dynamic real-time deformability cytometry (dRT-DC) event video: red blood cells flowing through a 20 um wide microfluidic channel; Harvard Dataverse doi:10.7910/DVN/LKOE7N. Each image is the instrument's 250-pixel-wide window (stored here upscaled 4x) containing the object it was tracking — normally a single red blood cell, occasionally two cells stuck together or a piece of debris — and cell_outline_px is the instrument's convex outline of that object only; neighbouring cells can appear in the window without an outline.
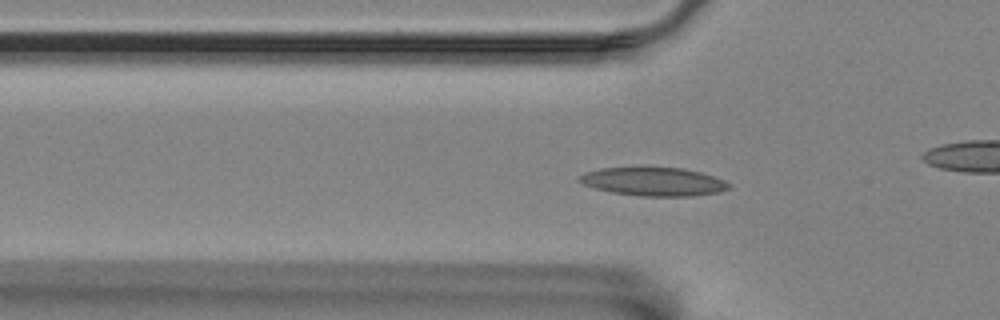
{"species": "Egyptian fruit bat (a non-hibernating species)", "species_latin": "Rousettus aegyptiacus", "temperature_condition": "room temperature", "stored_images_in_passage": 58, "camera_frame_rate_fps": 3000, "um_per_image_px": 0.085, "animal": {"sex": "female"}, "frame": {"image": 1, "passage_image": 18, "time_ms": 5.667, "image_size_px": [1000, 320], "cell_outline_px": [[732, 188], [720, 192], [692, 196], [640, 196], [612, 192], [596, 188], [584, 184], [576, 180], [576, 176], [584, 172], [600, 168], [636, 164], [644, 164], [684, 168], [700, 172], [724, 180], [732, 184]], "centroid_in_image_um": [55.51, 15.38], "position_along_channel_um": 70.3, "area_um2": 26.18}}
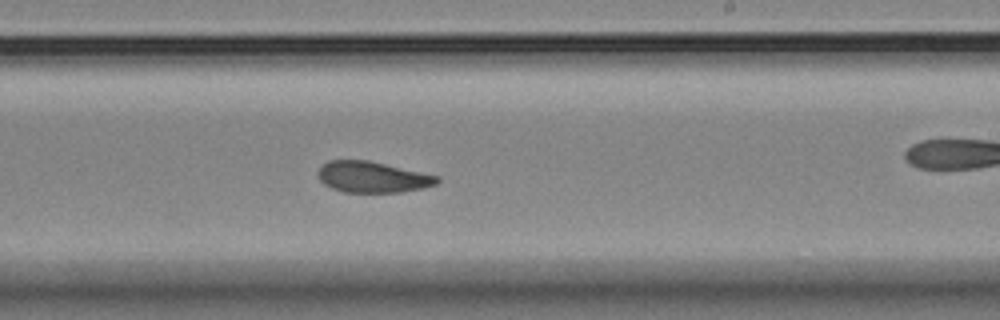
{"frame": {"image": 2, "passage_image": 34, "time_ms": 11.0, "image_size_px": [1000, 320], "cell_outline_px": [[440, 180], [436, 184], [420, 188], [400, 192], [344, 192], [332, 188], [324, 184], [320, 180], [316, 172], [328, 160], [368, 160], [440, 176]], "centroid_in_image_um": [31.65, 15.04], "position_along_channel_um": 257.4, "area_um2": 21.44}}
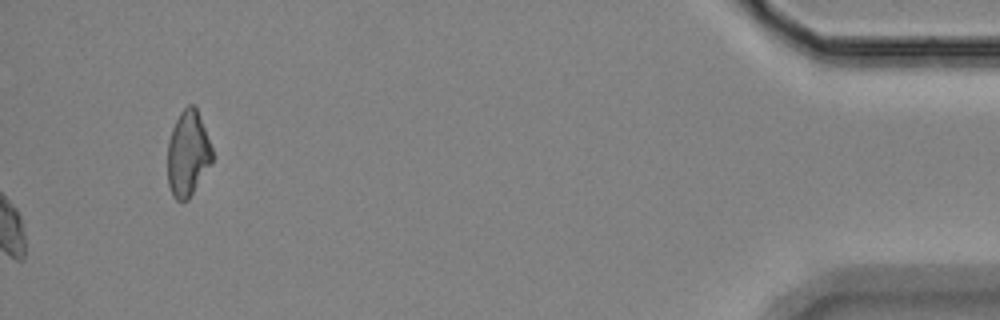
{"frame": {"image": 3, "passage_image": 58, "time_ms": 19.0, "image_size_px": [1000, 320], "cell_outline_px": [[212, 164], [188, 200], [176, 200], [172, 196], [168, 184], [168, 140], [172, 128], [180, 112], [188, 104], [192, 104], [196, 108], [212, 148]], "centroid_in_image_um": [15.96, 13.08], "position_along_channel_um": 419.2, "area_um2": 22.2}, "authors_computed_cell_mechanics": {"area_um2": 22.4264, "velocity_mm_per_s": 3.4963, "shape_relaxation_time_tau1_ms": null, "shape_relaxation_time_tau2_ms": 4.9701, "deformation_change_tau1": null, "deformation_change_tau2": 0.1079}}